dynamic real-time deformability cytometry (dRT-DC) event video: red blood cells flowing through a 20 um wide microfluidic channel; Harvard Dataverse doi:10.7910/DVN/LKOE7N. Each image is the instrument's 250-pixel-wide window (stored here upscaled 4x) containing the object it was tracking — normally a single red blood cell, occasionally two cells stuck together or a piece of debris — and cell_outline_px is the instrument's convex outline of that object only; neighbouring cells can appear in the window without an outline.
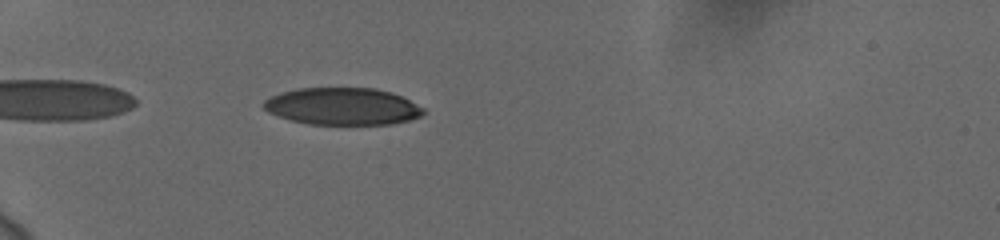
{"species": "human", "species_latin": "Homo sapiens", "temperature_condition": "cold", "stored_images_in_passage": 41, "camera_frame_rate_fps": 3000, "um_per_image_px": 0.085, "donor": {"sex": "female"}, "frame": {"image": 1, "passage_image": 3, "time_ms": 0.667, "image_size_px": [1000, 240], "cell_outline_px": [[424, 112], [420, 116], [408, 120], [392, 124], [308, 124], [292, 120], [268, 112], [260, 104], [264, 100], [272, 96], [296, 88], [376, 88], [392, 92], [424, 108]], "centroid_in_image_um": [29.1, 9.03], "position_along_channel_um": 55.9, "area_um2": 34.39}}
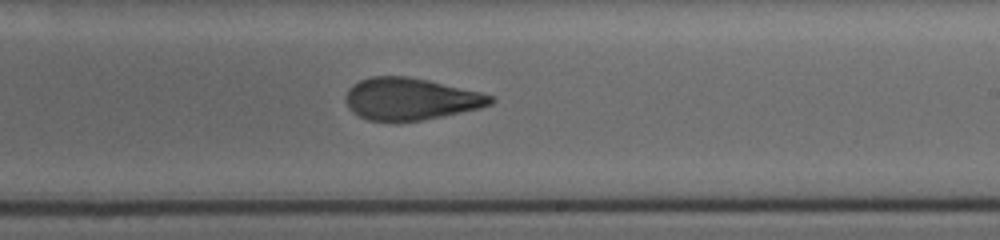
{"frame": {"image": 2, "passage_image": 21, "time_ms": 6.667, "image_size_px": [1000, 240], "cell_outline_px": [[496, 100], [492, 104], [480, 108], [420, 120], [368, 120], [352, 112], [348, 108], [344, 100], [344, 96], [348, 88], [352, 84], [360, 80], [372, 76], [408, 76], [428, 80], [480, 92], [492, 96]], "centroid_in_image_um": [34.85, 8.39], "position_along_channel_um": 254.1, "area_um2": 35.26}}
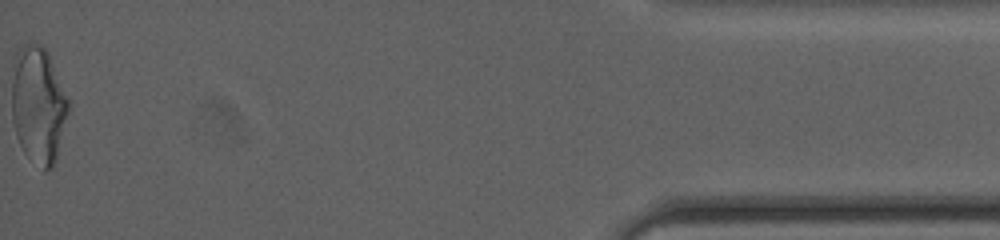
{"frame": {"image": 3, "passage_image": 41, "time_ms": 13.333, "image_size_px": [1000, 240], "cell_outline_px": [[72, 104], [56, 160], [52, 168], [44, 172], [24, 152], [16, 136], [12, 120], [12, 60], [20, 48], [24, 44], [40, 44], [48, 52]], "centroid_in_image_um": [3.28, 8.93], "position_along_channel_um": 431.9, "area_um2": 39.42}, "authors_computed_cell_mechanics": {"area_um2": 36.4718, "velocity_mm_per_s": 3.7426, "shape_relaxation_time_tau1_ms": 8.3736, "shape_relaxation_time_tau2_ms": 1.9274, "deformation_change_tau1": 0.2421, "deformation_change_tau2": 0.1006}}